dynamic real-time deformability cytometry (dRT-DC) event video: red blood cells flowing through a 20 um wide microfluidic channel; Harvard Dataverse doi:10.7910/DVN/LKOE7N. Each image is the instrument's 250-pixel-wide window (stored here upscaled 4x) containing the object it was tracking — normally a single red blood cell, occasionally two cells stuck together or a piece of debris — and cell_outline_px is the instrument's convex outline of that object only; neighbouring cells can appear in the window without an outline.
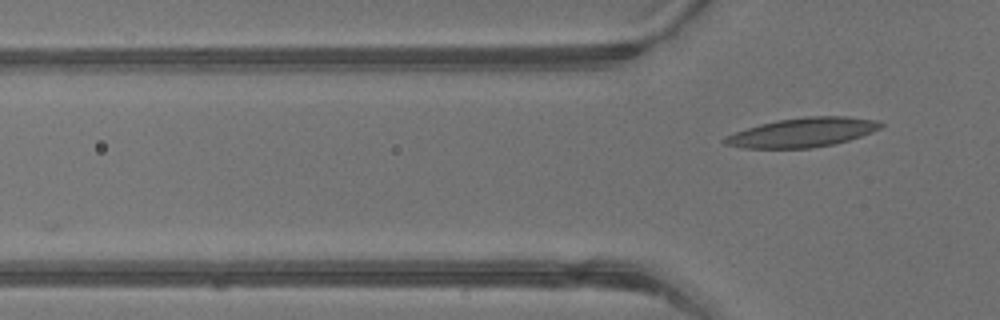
{"species": "common noctule bat (a hibernating species)", "species_latin": "Nyctalus noctula", "temperature_condition": "warm", "stored_images_in_passage": 2, "camera_frame_rate_fps": 3000, "um_per_image_px": 0.085, "animal": {"sex": "male", "body_mass_g": 13.3}, "frame": {"image": 1, "passage_image": 2, "time_ms": 0.333, "image_size_px": [1000, 320], "cell_outline_px": [[884, 124], [880, 128], [872, 132], [848, 140], [832, 144], [812, 148], [744, 148], [724, 144], [720, 140], [724, 136], [760, 124], [776, 120], [808, 116], [848, 116], [876, 120]], "centroid_in_image_um": [68.19, 11.25], "position_along_channel_um": 57.6, "area_um2": 26.53}}